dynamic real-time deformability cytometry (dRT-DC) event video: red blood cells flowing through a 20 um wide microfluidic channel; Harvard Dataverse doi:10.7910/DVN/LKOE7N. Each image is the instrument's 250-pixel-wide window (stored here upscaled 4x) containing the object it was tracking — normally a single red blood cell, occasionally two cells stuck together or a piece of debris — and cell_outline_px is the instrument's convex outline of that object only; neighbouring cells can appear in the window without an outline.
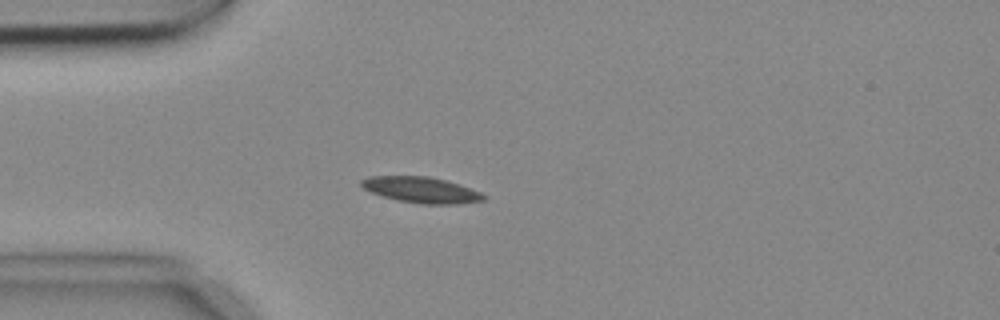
{"species": "common noctule bat (a hibernating species)", "species_latin": "Nyctalus noctula", "temperature_condition": "cold", "stored_images_in_passage": 4, "camera_frame_rate_fps": 3000, "um_per_image_px": 0.085, "animal": {"sex": "female", "body_mass_g": 18.4}, "frame": {"image": 1, "passage_image": 4, "time_ms": 1.0, "image_size_px": [1000, 320], "cell_outline_px": [[488, 196], [484, 200], [460, 204], [420, 204], [396, 200], [372, 192], [364, 188], [360, 184], [360, 180], [368, 176], [428, 176], [460, 184], [480, 192]], "centroid_in_image_um": [35.83, 16.14], "position_along_channel_um": 49.2, "area_um2": 18.5}}